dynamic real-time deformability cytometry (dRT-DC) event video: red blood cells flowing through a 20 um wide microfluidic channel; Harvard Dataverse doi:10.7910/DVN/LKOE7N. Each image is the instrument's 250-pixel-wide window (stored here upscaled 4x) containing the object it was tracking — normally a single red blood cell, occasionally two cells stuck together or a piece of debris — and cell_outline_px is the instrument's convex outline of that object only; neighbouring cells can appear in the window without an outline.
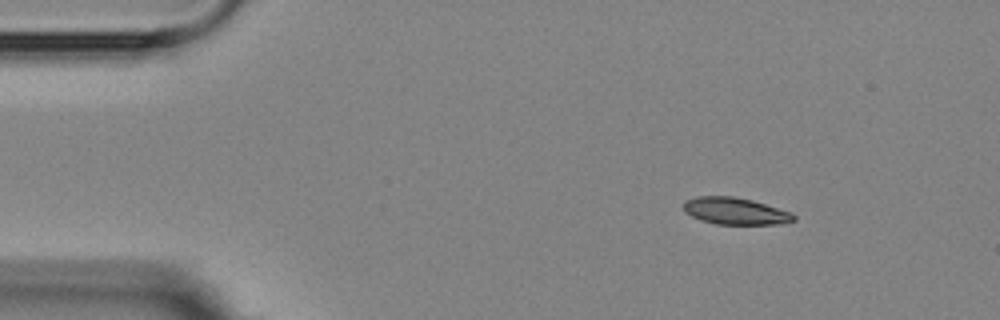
{"species": "Egyptian fruit bat (a non-hibernating species)", "species_latin": "Rousettus aegyptiacus", "temperature_condition": "room temperature", "stored_images_in_passage": 4, "camera_frame_rate_fps": 3000, "um_per_image_px": 0.085, "animal": {"sex": "female"}, "frame": {"image": 1, "passage_image": 1, "time_ms": 0.0, "image_size_px": [1000, 320], "cell_outline_px": [[796, 220], [780, 224], [716, 224], [700, 220], [684, 212], [684, 200], [696, 196], [732, 196], [752, 200], [792, 212], [796, 216]], "centroid_in_image_um": [62.5, 17.94], "position_along_channel_um": 22.5, "area_um2": 17.4}}
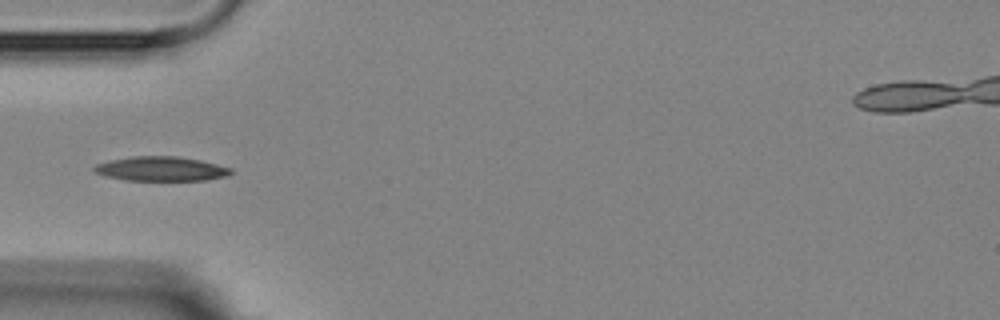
{"frame": {"image": 2, "passage_image": 4, "time_ms": 3.333, "image_size_px": [1000, 320], "cell_outline_px": [[232, 172], [228, 176], [204, 180], [124, 180], [104, 176], [96, 172], [92, 168], [96, 164], [108, 160], [132, 156], [176, 156], [200, 160], [232, 168]], "centroid_in_image_um": [13.67, 14.34], "position_along_channel_um": 71.3, "area_um2": 19.48}}